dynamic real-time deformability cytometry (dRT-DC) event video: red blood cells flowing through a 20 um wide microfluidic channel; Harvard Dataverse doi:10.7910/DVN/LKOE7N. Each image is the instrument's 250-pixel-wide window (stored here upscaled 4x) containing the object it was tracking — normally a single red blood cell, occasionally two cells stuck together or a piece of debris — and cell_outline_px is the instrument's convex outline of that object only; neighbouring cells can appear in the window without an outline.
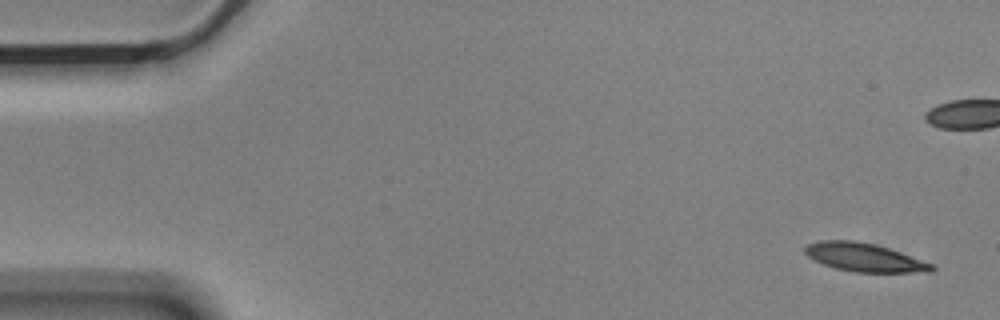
{"species": "Egyptian fruit bat (a non-hibernating species)", "species_latin": "Rousettus aegyptiacus", "temperature_condition": "cold", "stored_images_in_passage": 5, "camera_frame_rate_fps": 3000, "um_per_image_px": 0.085, "animal": {"sex": "male"}, "frame": {"image": 1, "passage_image": 1, "time_ms": 0.0, "image_size_px": [1000, 320], "cell_outline_px": [[936, 268], [932, 272], [856, 272], [836, 268], [824, 264], [808, 256], [804, 252], [804, 248], [808, 244], [820, 240], [856, 240], [876, 244], [936, 264]], "centroid_in_image_um": [73.52, 21.87], "position_along_channel_um": 11.5, "area_um2": 21.04}}
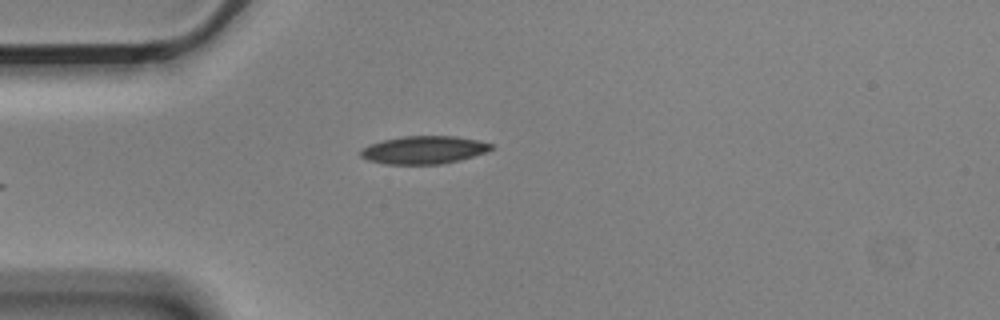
{"frame": {"image": 2, "passage_image": 5, "time_ms": 1.333, "image_size_px": [1000, 320], "cell_outline_px": [[492, 148], [484, 152], [460, 160], [440, 164], [384, 164], [368, 160], [360, 156], [360, 152], [368, 144], [384, 140], [404, 136], [456, 136], [476, 140], [492, 144]], "centroid_in_image_um": [35.99, 12.74], "position_along_channel_um": 49.0, "area_um2": 20.98}}